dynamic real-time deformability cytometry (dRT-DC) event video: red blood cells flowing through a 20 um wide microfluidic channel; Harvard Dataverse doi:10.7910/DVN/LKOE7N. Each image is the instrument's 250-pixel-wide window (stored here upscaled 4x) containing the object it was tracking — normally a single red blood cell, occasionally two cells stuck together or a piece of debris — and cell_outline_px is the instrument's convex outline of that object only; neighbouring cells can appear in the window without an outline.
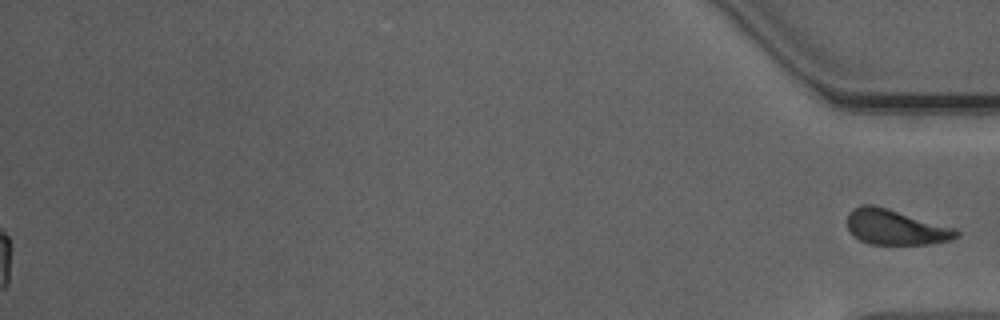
{"species": "Egyptian fruit bat (a non-hibernating species)", "species_latin": "Rousettus aegyptiacus", "temperature_condition": "warm", "stored_images_in_passage": 53, "segment_of_instrument_passage": [2, 2], "camera_frame_rate_fps": 3000, "um_per_image_px": 0.085, "animal": {"sex": "male"}, "frame": {"image": 1, "passage_image": 53, "time_ms": 17.333, "image_size_px": [1000, 320], "cell_outline_px": [[960, 236], [952, 240], [928, 244], [868, 244], [852, 236], [848, 232], [848, 212], [852, 208], [860, 204], [872, 204], [888, 208], [956, 228], [960, 232]], "centroid_in_image_um": [76.11, 19.31], "position_along_channel_um": 359.1, "area_um2": 22.77}}